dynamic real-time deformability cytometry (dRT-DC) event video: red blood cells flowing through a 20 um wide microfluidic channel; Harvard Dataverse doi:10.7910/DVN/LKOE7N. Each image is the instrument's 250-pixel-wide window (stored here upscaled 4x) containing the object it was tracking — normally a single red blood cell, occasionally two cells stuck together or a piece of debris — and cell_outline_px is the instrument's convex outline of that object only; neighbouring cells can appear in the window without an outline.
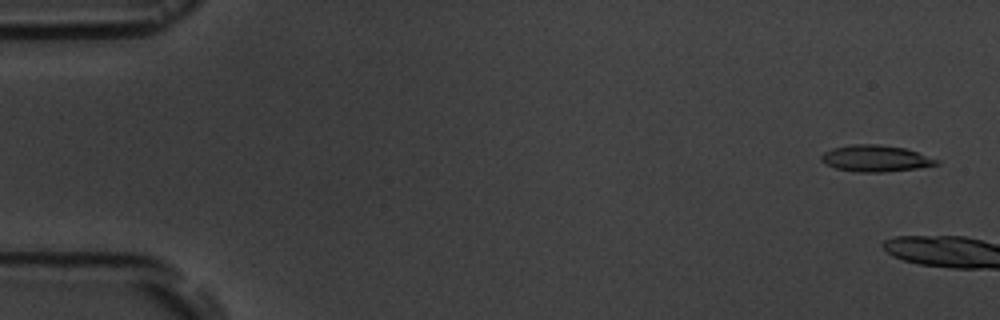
{"species": "common noctule bat (a hibernating species)", "species_latin": "Nyctalus noctula", "temperature_condition": "room temperature", "stored_images_in_passage": 18, "camera_frame_rate_fps": 3000, "um_per_image_px": 0.085, "animal": {"sex": "male", "body_mass_g": 19.5, "forearm_length_mm": 54.6}, "frame": {"image": 1, "passage_image": 1, "time_ms": 0.0, "image_size_px": [1000, 320], "cell_outline_px": [[940, 164], [916, 168], [884, 172], [856, 172], [836, 168], [824, 164], [820, 160], [820, 156], [824, 152], [832, 148], [852, 144], [880, 144], [904, 148], [940, 160]], "centroid_in_image_um": [74.39, 13.46], "position_along_channel_um": 10.6, "area_um2": 17.8}}
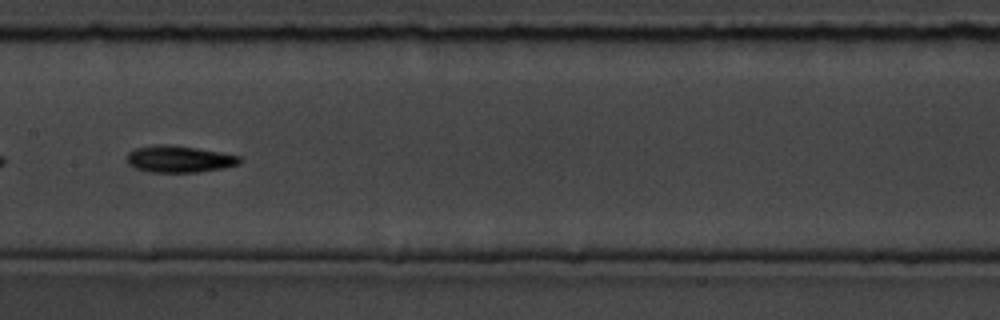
{"frame": {"image": 2, "passage_image": 10, "time_ms": 10.333, "image_size_px": [1000, 320], "cell_outline_px": [[240, 164], [224, 168], [196, 172], [148, 172], [136, 168], [128, 164], [128, 152], [136, 148], [160, 144], [168, 144], [196, 148], [220, 152], [240, 156]], "centroid_in_image_um": [15.23, 13.52], "position_along_channel_um": 192.2, "area_um2": 17.46}}
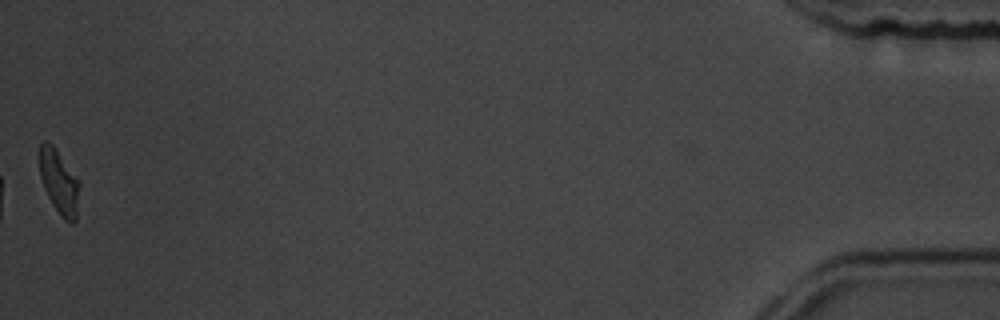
{"frame": {"image": 3, "passage_image": 18, "time_ms": 19.667, "image_size_px": [1000, 320], "cell_outline_px": [[80, 184], [76, 220], [72, 224], [64, 220], [60, 216], [52, 204], [44, 188], [40, 176], [40, 140], [48, 140], [56, 148], [80, 180]], "centroid_in_image_um": [5.04, 15.45], "position_along_channel_um": 430.2, "area_um2": 15.26}, "authors_computed_cell_mechanics": {"area_um2": 16.9643, "velocity_mm_per_s": 3.5862, "shape_relaxation_time_tau1_ms": 3.9304, "shape_relaxation_time_tau2_ms": 11.0153, "deformation_change_tau1": 0.1233, "deformation_change_tau2": 0.1941}}